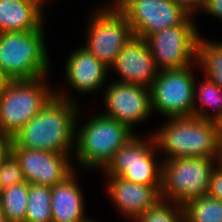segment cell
Masks as SVG:
<instances>
[{"label":"cell","instance_id":"4316f807","mask_svg":"<svg viewBox=\"0 0 222 222\" xmlns=\"http://www.w3.org/2000/svg\"><path fill=\"white\" fill-rule=\"evenodd\" d=\"M175 4L180 6L190 16L195 10H201L205 0H172Z\"/></svg>","mask_w":222,"mask_h":222},{"label":"cell","instance_id":"484cf974","mask_svg":"<svg viewBox=\"0 0 222 222\" xmlns=\"http://www.w3.org/2000/svg\"><path fill=\"white\" fill-rule=\"evenodd\" d=\"M207 195L222 201V169L217 166L211 173Z\"/></svg>","mask_w":222,"mask_h":222},{"label":"cell","instance_id":"277c9868","mask_svg":"<svg viewBox=\"0 0 222 222\" xmlns=\"http://www.w3.org/2000/svg\"><path fill=\"white\" fill-rule=\"evenodd\" d=\"M75 138L76 156L80 166L104 169L116 151L134 137L128 125L97 114L85 122Z\"/></svg>","mask_w":222,"mask_h":222},{"label":"cell","instance_id":"7c38bea8","mask_svg":"<svg viewBox=\"0 0 222 222\" xmlns=\"http://www.w3.org/2000/svg\"><path fill=\"white\" fill-rule=\"evenodd\" d=\"M29 184L53 187L74 173L69 154L11 147ZM69 155V156H68Z\"/></svg>","mask_w":222,"mask_h":222},{"label":"cell","instance_id":"1f68e13d","mask_svg":"<svg viewBox=\"0 0 222 222\" xmlns=\"http://www.w3.org/2000/svg\"><path fill=\"white\" fill-rule=\"evenodd\" d=\"M218 123H219V131H220L219 135H222V119Z\"/></svg>","mask_w":222,"mask_h":222},{"label":"cell","instance_id":"52a82bcc","mask_svg":"<svg viewBox=\"0 0 222 222\" xmlns=\"http://www.w3.org/2000/svg\"><path fill=\"white\" fill-rule=\"evenodd\" d=\"M141 139L135 135L119 148L103 169L105 175L145 186H162V163L155 159V139L153 135L149 142Z\"/></svg>","mask_w":222,"mask_h":222},{"label":"cell","instance_id":"d4e9b609","mask_svg":"<svg viewBox=\"0 0 222 222\" xmlns=\"http://www.w3.org/2000/svg\"><path fill=\"white\" fill-rule=\"evenodd\" d=\"M25 182L19 160L10 151L0 162V190Z\"/></svg>","mask_w":222,"mask_h":222},{"label":"cell","instance_id":"2e32d148","mask_svg":"<svg viewBox=\"0 0 222 222\" xmlns=\"http://www.w3.org/2000/svg\"><path fill=\"white\" fill-rule=\"evenodd\" d=\"M109 68L86 48L80 47L68 57L65 65L69 85L82 93L101 88Z\"/></svg>","mask_w":222,"mask_h":222},{"label":"cell","instance_id":"4dcf8cb0","mask_svg":"<svg viewBox=\"0 0 222 222\" xmlns=\"http://www.w3.org/2000/svg\"><path fill=\"white\" fill-rule=\"evenodd\" d=\"M0 222H9L6 215L2 211V208L0 207Z\"/></svg>","mask_w":222,"mask_h":222},{"label":"cell","instance_id":"9a60e30c","mask_svg":"<svg viewBox=\"0 0 222 222\" xmlns=\"http://www.w3.org/2000/svg\"><path fill=\"white\" fill-rule=\"evenodd\" d=\"M107 177V193L111 196L112 203L117 206L120 213L134 219L133 221L161 200L162 186H145L117 176Z\"/></svg>","mask_w":222,"mask_h":222},{"label":"cell","instance_id":"e0dca14e","mask_svg":"<svg viewBox=\"0 0 222 222\" xmlns=\"http://www.w3.org/2000/svg\"><path fill=\"white\" fill-rule=\"evenodd\" d=\"M76 171L51 188L52 222H92L85 217L84 197L75 180Z\"/></svg>","mask_w":222,"mask_h":222},{"label":"cell","instance_id":"7402d4cb","mask_svg":"<svg viewBox=\"0 0 222 222\" xmlns=\"http://www.w3.org/2000/svg\"><path fill=\"white\" fill-rule=\"evenodd\" d=\"M25 222H52L51 187L29 184Z\"/></svg>","mask_w":222,"mask_h":222},{"label":"cell","instance_id":"6da1fadb","mask_svg":"<svg viewBox=\"0 0 222 222\" xmlns=\"http://www.w3.org/2000/svg\"><path fill=\"white\" fill-rule=\"evenodd\" d=\"M56 92L50 101L13 137L11 147L69 154L75 143L78 105ZM77 105V106H76Z\"/></svg>","mask_w":222,"mask_h":222},{"label":"cell","instance_id":"30bf717a","mask_svg":"<svg viewBox=\"0 0 222 222\" xmlns=\"http://www.w3.org/2000/svg\"><path fill=\"white\" fill-rule=\"evenodd\" d=\"M105 6L93 14L87 42L84 45L108 68L114 63L121 49L132 39L133 31L125 16L114 6Z\"/></svg>","mask_w":222,"mask_h":222},{"label":"cell","instance_id":"d6a6232c","mask_svg":"<svg viewBox=\"0 0 222 222\" xmlns=\"http://www.w3.org/2000/svg\"><path fill=\"white\" fill-rule=\"evenodd\" d=\"M35 1H36V2H39L43 7H45V6H44V2H46L47 0H46V1H45V0H35Z\"/></svg>","mask_w":222,"mask_h":222},{"label":"cell","instance_id":"ffe728a7","mask_svg":"<svg viewBox=\"0 0 222 222\" xmlns=\"http://www.w3.org/2000/svg\"><path fill=\"white\" fill-rule=\"evenodd\" d=\"M202 65L205 76L222 89V42L197 41L196 65Z\"/></svg>","mask_w":222,"mask_h":222},{"label":"cell","instance_id":"cb8c5ba5","mask_svg":"<svg viewBox=\"0 0 222 222\" xmlns=\"http://www.w3.org/2000/svg\"><path fill=\"white\" fill-rule=\"evenodd\" d=\"M135 222H185V212L182 205L161 199Z\"/></svg>","mask_w":222,"mask_h":222},{"label":"cell","instance_id":"44dd1931","mask_svg":"<svg viewBox=\"0 0 222 222\" xmlns=\"http://www.w3.org/2000/svg\"><path fill=\"white\" fill-rule=\"evenodd\" d=\"M183 208L185 222H222V201L209 195L192 199Z\"/></svg>","mask_w":222,"mask_h":222},{"label":"cell","instance_id":"5bb4252c","mask_svg":"<svg viewBox=\"0 0 222 222\" xmlns=\"http://www.w3.org/2000/svg\"><path fill=\"white\" fill-rule=\"evenodd\" d=\"M111 68L121 75V80L117 82L147 88L151 87L159 73L147 42L135 36L121 49Z\"/></svg>","mask_w":222,"mask_h":222},{"label":"cell","instance_id":"83f0119b","mask_svg":"<svg viewBox=\"0 0 222 222\" xmlns=\"http://www.w3.org/2000/svg\"><path fill=\"white\" fill-rule=\"evenodd\" d=\"M202 10L222 19V0H205Z\"/></svg>","mask_w":222,"mask_h":222},{"label":"cell","instance_id":"ac0fdd59","mask_svg":"<svg viewBox=\"0 0 222 222\" xmlns=\"http://www.w3.org/2000/svg\"><path fill=\"white\" fill-rule=\"evenodd\" d=\"M43 11L35 0H0V33L43 28Z\"/></svg>","mask_w":222,"mask_h":222},{"label":"cell","instance_id":"4fadbf2b","mask_svg":"<svg viewBox=\"0 0 222 222\" xmlns=\"http://www.w3.org/2000/svg\"><path fill=\"white\" fill-rule=\"evenodd\" d=\"M108 86L104 96L107 111L101 114L116 119L131 129L135 123L145 121L152 114L150 89L146 86L117 81Z\"/></svg>","mask_w":222,"mask_h":222},{"label":"cell","instance_id":"3957f363","mask_svg":"<svg viewBox=\"0 0 222 222\" xmlns=\"http://www.w3.org/2000/svg\"><path fill=\"white\" fill-rule=\"evenodd\" d=\"M43 28L37 31L0 33V77L5 80H32L49 72Z\"/></svg>","mask_w":222,"mask_h":222},{"label":"cell","instance_id":"7a4b0ae2","mask_svg":"<svg viewBox=\"0 0 222 222\" xmlns=\"http://www.w3.org/2000/svg\"><path fill=\"white\" fill-rule=\"evenodd\" d=\"M153 133L157 149L168 155L165 160L182 157L216 159L219 123L195 116L170 117L167 124Z\"/></svg>","mask_w":222,"mask_h":222},{"label":"cell","instance_id":"d6986e66","mask_svg":"<svg viewBox=\"0 0 222 222\" xmlns=\"http://www.w3.org/2000/svg\"><path fill=\"white\" fill-rule=\"evenodd\" d=\"M28 192L26 181L0 190V207L9 222H25Z\"/></svg>","mask_w":222,"mask_h":222},{"label":"cell","instance_id":"f546056e","mask_svg":"<svg viewBox=\"0 0 222 222\" xmlns=\"http://www.w3.org/2000/svg\"><path fill=\"white\" fill-rule=\"evenodd\" d=\"M218 163V165H217ZM216 166L222 169V135H219L218 156L216 158Z\"/></svg>","mask_w":222,"mask_h":222},{"label":"cell","instance_id":"5b68a950","mask_svg":"<svg viewBox=\"0 0 222 222\" xmlns=\"http://www.w3.org/2000/svg\"><path fill=\"white\" fill-rule=\"evenodd\" d=\"M46 76L32 80H5L0 85V130L11 138L55 95Z\"/></svg>","mask_w":222,"mask_h":222},{"label":"cell","instance_id":"ba28073f","mask_svg":"<svg viewBox=\"0 0 222 222\" xmlns=\"http://www.w3.org/2000/svg\"><path fill=\"white\" fill-rule=\"evenodd\" d=\"M193 65L159 71L150 89L151 110L167 118L191 117L194 110Z\"/></svg>","mask_w":222,"mask_h":222},{"label":"cell","instance_id":"f1b7e54d","mask_svg":"<svg viewBox=\"0 0 222 222\" xmlns=\"http://www.w3.org/2000/svg\"><path fill=\"white\" fill-rule=\"evenodd\" d=\"M12 138L0 130V162L11 151Z\"/></svg>","mask_w":222,"mask_h":222},{"label":"cell","instance_id":"8fae6325","mask_svg":"<svg viewBox=\"0 0 222 222\" xmlns=\"http://www.w3.org/2000/svg\"><path fill=\"white\" fill-rule=\"evenodd\" d=\"M128 20L133 35L146 39L165 28L180 25L189 14L172 0H114Z\"/></svg>","mask_w":222,"mask_h":222},{"label":"cell","instance_id":"8992f818","mask_svg":"<svg viewBox=\"0 0 222 222\" xmlns=\"http://www.w3.org/2000/svg\"><path fill=\"white\" fill-rule=\"evenodd\" d=\"M215 161L198 157L162 161L161 199L184 206L192 199L207 195Z\"/></svg>","mask_w":222,"mask_h":222},{"label":"cell","instance_id":"603a6c76","mask_svg":"<svg viewBox=\"0 0 222 222\" xmlns=\"http://www.w3.org/2000/svg\"><path fill=\"white\" fill-rule=\"evenodd\" d=\"M196 82L194 85V101H196L197 95L200 98V103L204 105L201 106L200 109H198L197 105H194L193 110V116L204 119V120H211L215 122H219L222 119V89L215 84L214 82L210 81L208 78H206L205 83H200V88L197 90ZM206 105L209 107H214L217 109V112L213 114V116H210V114H207Z\"/></svg>","mask_w":222,"mask_h":222},{"label":"cell","instance_id":"9c48e42d","mask_svg":"<svg viewBox=\"0 0 222 222\" xmlns=\"http://www.w3.org/2000/svg\"><path fill=\"white\" fill-rule=\"evenodd\" d=\"M191 19L189 15L180 25L165 28L145 39L159 71L196 63L199 32Z\"/></svg>","mask_w":222,"mask_h":222}]
</instances>
